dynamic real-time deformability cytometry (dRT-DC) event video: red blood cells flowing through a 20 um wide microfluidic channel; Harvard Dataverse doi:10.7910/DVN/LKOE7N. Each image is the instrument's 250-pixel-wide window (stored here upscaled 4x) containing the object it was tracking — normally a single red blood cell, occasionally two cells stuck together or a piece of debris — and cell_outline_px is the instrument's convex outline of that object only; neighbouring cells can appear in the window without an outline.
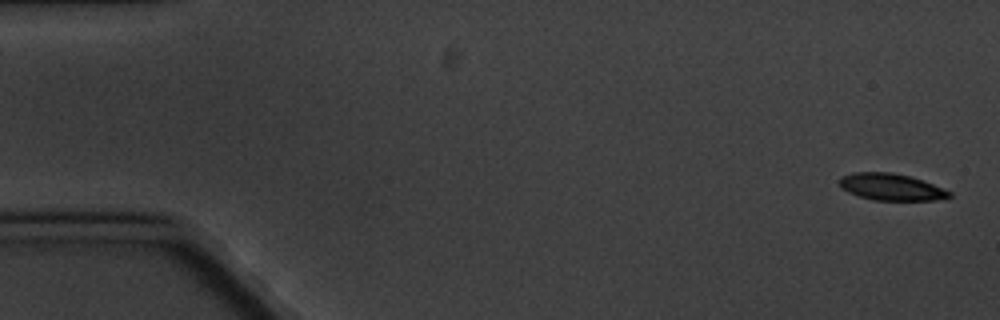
{"species": "common noctule bat (a hibernating species)", "species_latin": "Nyctalus noctula", "temperature_condition": "cold", "stored_images_in_passage": 6, "segment_of_instrument_passage": [1, 2], "camera_frame_rate_fps": 3000, "um_per_image_px": 0.085, "animal": {"sex": "male", "body_mass_g": 20.1, "forearm_length_mm": 53.5}, "frame": {"image": 1, "passage_image": 1, "time_ms": 0.0, "image_size_px": [1000, 320], "cell_outline_px": [[952, 196], [936, 200], [872, 200], [848, 192], [840, 188], [840, 176], [852, 172], [892, 172], [924, 180], [952, 192]], "centroid_in_image_um": [75.74, 15.89], "position_along_channel_um": 9.3, "area_um2": 17.22}}
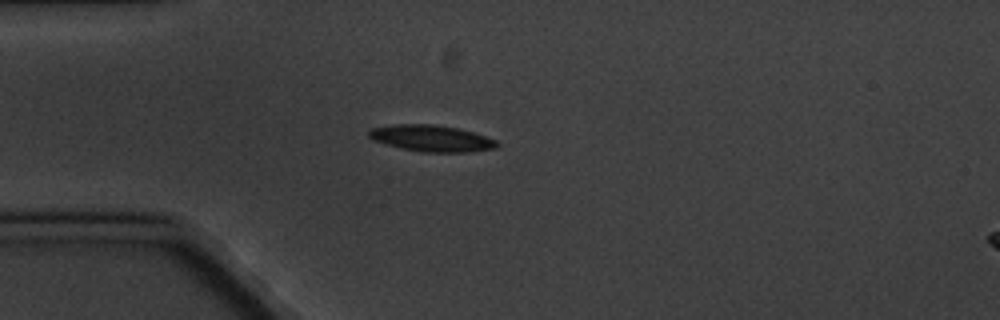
{"frame": {"image": 2, "passage_image": 5, "time_ms": 4.667, "image_size_px": [1000, 320], "cell_outline_px": [[500, 144], [496, 148], [464, 152], [420, 152], [400, 148], [372, 140], [368, 136], [368, 132], [372, 128], [396, 124], [432, 124], [456, 128], [472, 132], [496, 140]], "centroid_in_image_um": [36.65, 11.76], "position_along_channel_um": 48.4, "area_um2": 19.59}}